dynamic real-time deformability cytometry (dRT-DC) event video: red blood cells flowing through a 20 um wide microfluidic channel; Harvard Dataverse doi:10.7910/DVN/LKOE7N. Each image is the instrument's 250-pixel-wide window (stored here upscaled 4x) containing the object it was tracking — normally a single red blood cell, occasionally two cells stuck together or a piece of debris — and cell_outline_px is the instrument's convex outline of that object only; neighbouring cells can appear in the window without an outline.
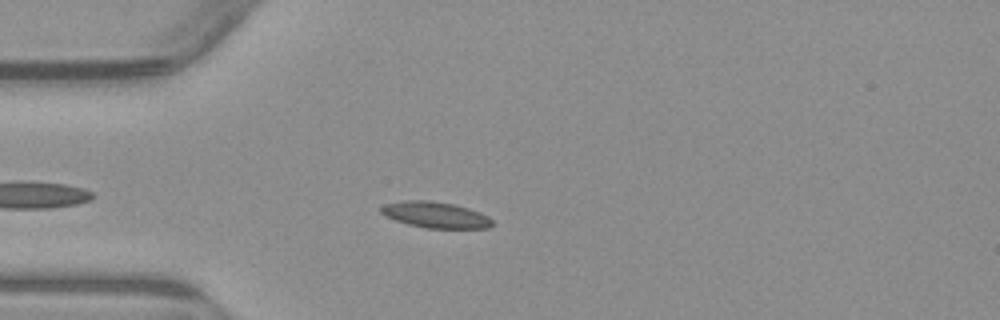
{"species": "common noctule bat (a hibernating species)", "species_latin": "Nyctalus noctula", "temperature_condition": "warm", "stored_images_in_passage": 3, "camera_frame_rate_fps": 3000, "um_per_image_px": 0.085, "animal": {"sex": "male", "body_mass_g": 23.1, "forearm_length_mm": 52.7}, "frame": {"image": 1, "passage_image": 2, "time_ms": 1.333, "image_size_px": [1000, 320], "cell_outline_px": [[492, 224], [488, 228], [428, 228], [408, 224], [396, 220], [380, 212], [380, 208], [384, 204], [404, 200], [428, 200], [452, 204], [468, 208], [480, 212], [488, 216], [492, 220]], "centroid_in_image_um": [37.01, 18.25], "position_along_channel_um": 48.0, "area_um2": 16.7}}